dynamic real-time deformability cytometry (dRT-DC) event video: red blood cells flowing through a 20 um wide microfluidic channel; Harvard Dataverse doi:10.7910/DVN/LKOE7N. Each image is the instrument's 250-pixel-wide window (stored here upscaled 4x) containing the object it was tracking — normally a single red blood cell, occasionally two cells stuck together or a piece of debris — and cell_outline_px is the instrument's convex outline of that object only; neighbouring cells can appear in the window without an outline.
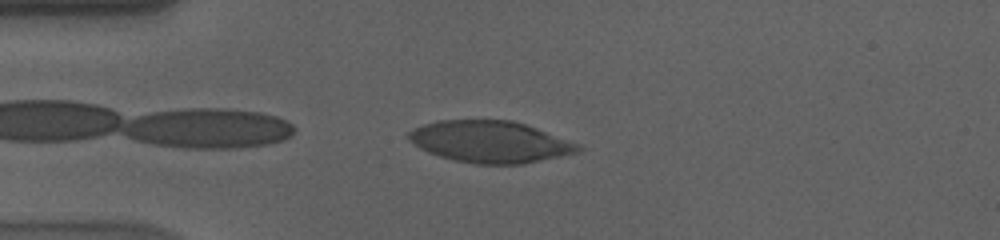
{"species": "human", "species_latin": "Homo sapiens", "temperature_condition": "cold", "stored_images_in_passage": 40, "camera_frame_rate_fps": 3000, "um_per_image_px": 0.085, "donor": {"sex": "male"}, "frame": {"image": 1, "passage_image": 3, "time_ms": 0.667, "image_size_px": [1000, 240], "cell_outline_px": [[584, 148], [580, 152], [524, 164], [472, 164], [452, 160], [428, 152], [420, 148], [408, 140], [404, 136], [412, 128], [424, 124], [440, 120], [512, 120], [536, 128], [580, 144]], "centroid_in_image_um": [41.65, 12.06], "position_along_channel_um": 43.4, "area_um2": 41.44}}
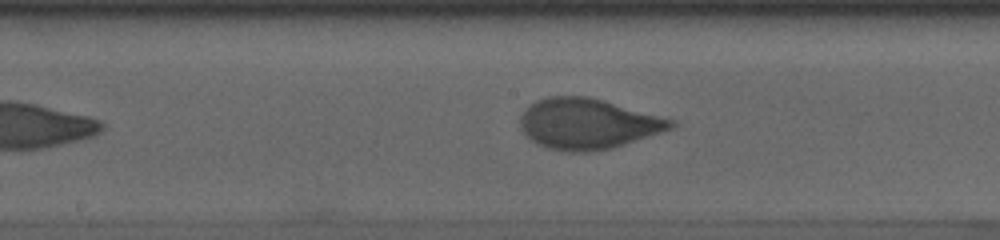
{"frame": {"image": 2, "passage_image": 18, "time_ms": 5.667, "image_size_px": [1000, 240], "cell_outline_px": [[676, 124], [672, 128], [612, 148], [584, 152], [568, 152], [548, 148], [536, 144], [520, 128], [520, 116], [528, 104], [536, 100], [548, 96], [588, 96], [676, 120]], "centroid_in_image_um": [49.92, 10.51], "position_along_channel_um": 198.3, "area_um2": 44.27}}
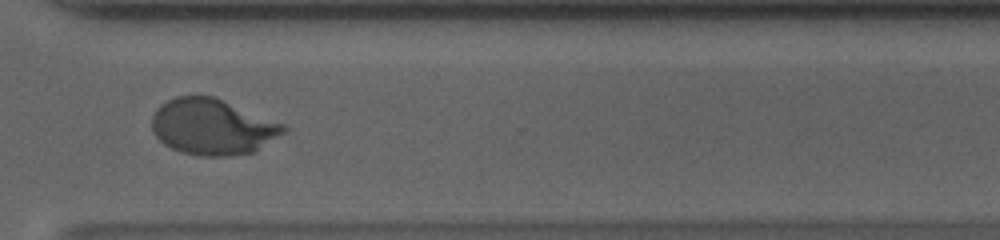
{"frame": {"image": 3, "passage_image": 31, "time_ms": 10.0, "image_size_px": [1000, 240], "cell_outline_px": [[288, 128], [284, 132], [256, 152], [228, 156], [200, 156], [180, 152], [164, 144], [152, 132], [152, 116], [156, 108], [160, 104], [176, 96], [216, 96], [288, 124]], "centroid_in_image_um": [18.11, 10.77], "position_along_channel_um": 352.5, "area_um2": 43.7}, "authors_computed_cell_mechanics": {"area_um2": 43.5234, "velocity_mm_per_s": 3.5639, "shape_relaxation_time_tau1_ms": 4.8939, "shape_relaxation_time_tau2_ms": null, "deformation_change_tau1": 0.1866, "deformation_change_tau2": null}}